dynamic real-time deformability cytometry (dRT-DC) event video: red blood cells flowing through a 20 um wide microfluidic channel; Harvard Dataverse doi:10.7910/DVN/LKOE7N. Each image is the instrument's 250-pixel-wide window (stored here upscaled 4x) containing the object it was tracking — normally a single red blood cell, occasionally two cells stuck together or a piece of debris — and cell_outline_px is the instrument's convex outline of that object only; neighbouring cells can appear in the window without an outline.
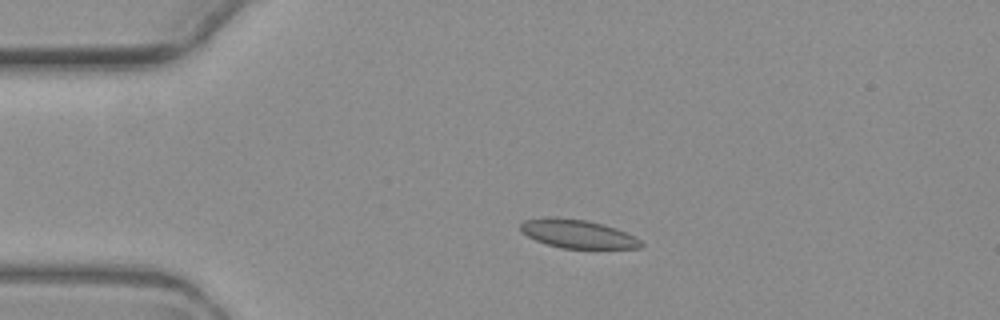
{"species": "common noctule bat (a hibernating species)", "species_latin": "Nyctalus noctula", "temperature_condition": "warm", "stored_images_in_passage": 5, "camera_frame_rate_fps": 3000, "um_per_image_px": 0.085, "animal": {"sex": "female", "body_mass_g": 19.3, "forearm_length_mm": 54.1}, "frame": {"image": 1, "passage_image": 4, "time_ms": 3.667, "image_size_px": [1000, 320], "cell_outline_px": [[644, 244], [640, 248], [564, 248], [548, 244], [536, 240], [520, 232], [520, 224], [524, 220], [548, 216], [556, 216], [588, 220], [604, 224], [616, 228], [640, 240]], "centroid_in_image_um": [49.06, 19.85], "position_along_channel_um": 35.9, "area_um2": 20.06}}